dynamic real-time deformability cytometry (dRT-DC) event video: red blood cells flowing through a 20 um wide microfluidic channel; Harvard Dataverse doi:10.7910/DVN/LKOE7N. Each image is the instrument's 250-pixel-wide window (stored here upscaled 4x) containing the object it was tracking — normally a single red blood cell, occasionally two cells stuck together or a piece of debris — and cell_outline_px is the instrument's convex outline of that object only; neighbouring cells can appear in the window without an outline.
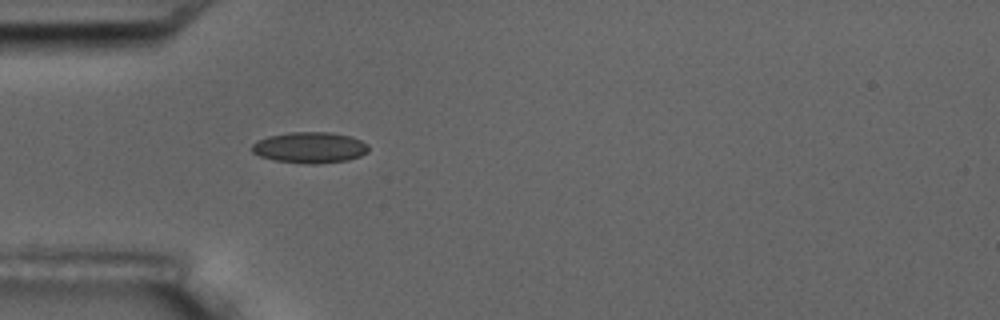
{"species": "common noctule bat (a hibernating species)", "species_latin": "Nyctalus noctula", "temperature_condition": "room temperature", "stored_images_in_passage": 1, "camera_frame_rate_fps": 3000, "um_per_image_px": 0.085, "animal": {"sex": "male", "body_mass_g": 17.5, "forearm_length_mm": 52.3}, "frame": {"image": 1, "passage_image": 1, "time_ms": 0.0, "image_size_px": [1000, 320], "cell_outline_px": [[368, 152], [360, 156], [348, 160], [312, 164], [308, 164], [272, 160], [260, 156], [252, 152], [252, 144], [256, 140], [268, 136], [288, 132], [332, 132], [348, 136], [360, 140], [368, 144]], "centroid_in_image_um": [26.31, 12.54], "position_along_channel_um": 58.7, "area_um2": 21.15}}